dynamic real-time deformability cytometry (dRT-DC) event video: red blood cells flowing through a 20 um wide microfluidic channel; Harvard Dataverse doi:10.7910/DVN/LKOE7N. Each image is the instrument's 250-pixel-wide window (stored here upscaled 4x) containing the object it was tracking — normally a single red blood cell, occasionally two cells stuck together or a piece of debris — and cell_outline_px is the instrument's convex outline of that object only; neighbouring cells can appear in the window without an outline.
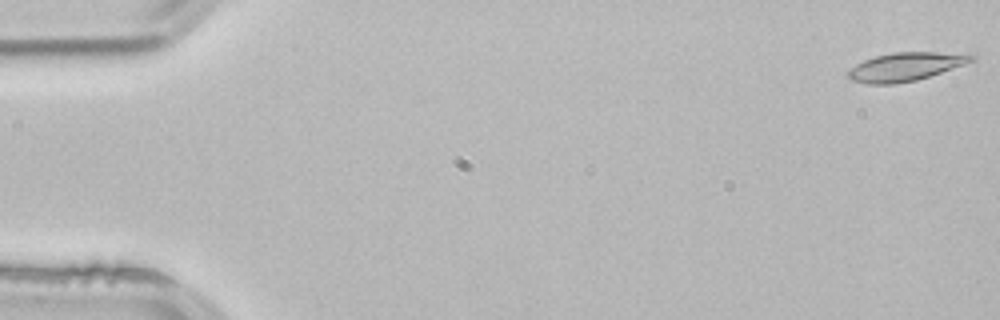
{"species": "common noctule bat (a hibernating species)", "species_latin": "Nyctalus noctula", "temperature_condition": "room temperature", "stored_images_in_passage": 3, "camera_frame_rate_fps": 3000, "um_per_image_px": 0.085, "animal": {"sex": "male", "body_mass_g": 21.5, "forearm_length_mm": 52.0}, "frame": {"image": 1, "passage_image": 1, "time_ms": 0.0, "image_size_px": [1000, 320], "cell_outline_px": [[976, 60], [916, 80], [896, 84], [868, 84], [852, 80], [848, 76], [848, 72], [856, 64], [864, 60], [876, 56], [892, 52], [968, 52], [976, 56]], "centroid_in_image_um": [77.03, 5.65], "position_along_channel_um": 8.0, "area_um2": 20.46}}